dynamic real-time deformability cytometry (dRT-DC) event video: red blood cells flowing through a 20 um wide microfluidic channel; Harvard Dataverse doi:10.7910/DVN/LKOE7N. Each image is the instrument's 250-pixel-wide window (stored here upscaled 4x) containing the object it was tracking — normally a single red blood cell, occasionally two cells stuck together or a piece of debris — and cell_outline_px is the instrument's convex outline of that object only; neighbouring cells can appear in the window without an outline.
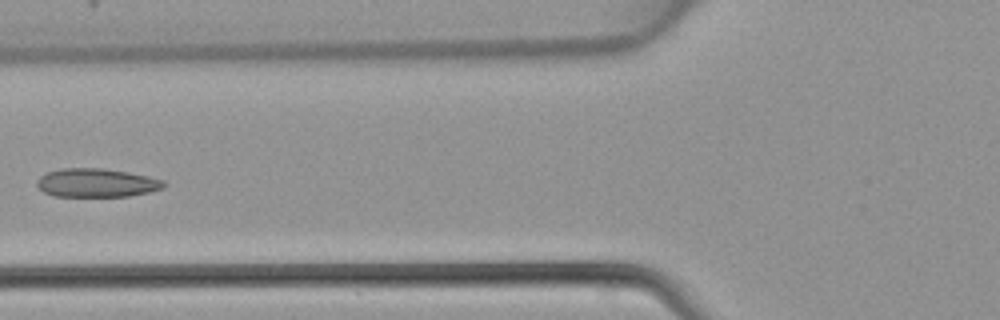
{"species": "common noctule bat (a hibernating species)", "species_latin": "Nyctalus noctula", "temperature_condition": "warm", "stored_images_in_passage": 5, "camera_frame_rate_fps": 3000, "um_per_image_px": 0.085, "animal": {"sex": "female", "body_mass_g": 22.7, "forearm_length_mm": 54.2}, "frame": {"image": 1, "passage_image": 5, "time_ms": 1.333, "image_size_px": [1000, 320], "cell_outline_px": [[168, 184], [164, 188], [148, 192], [128, 196], [52, 196], [44, 192], [36, 184], [36, 180], [40, 176], [48, 172], [60, 168], [100, 168], [128, 172], [148, 176], [164, 180]], "centroid_in_image_um": [8.22, 15.54], "position_along_channel_um": 117.6, "area_um2": 21.21}}